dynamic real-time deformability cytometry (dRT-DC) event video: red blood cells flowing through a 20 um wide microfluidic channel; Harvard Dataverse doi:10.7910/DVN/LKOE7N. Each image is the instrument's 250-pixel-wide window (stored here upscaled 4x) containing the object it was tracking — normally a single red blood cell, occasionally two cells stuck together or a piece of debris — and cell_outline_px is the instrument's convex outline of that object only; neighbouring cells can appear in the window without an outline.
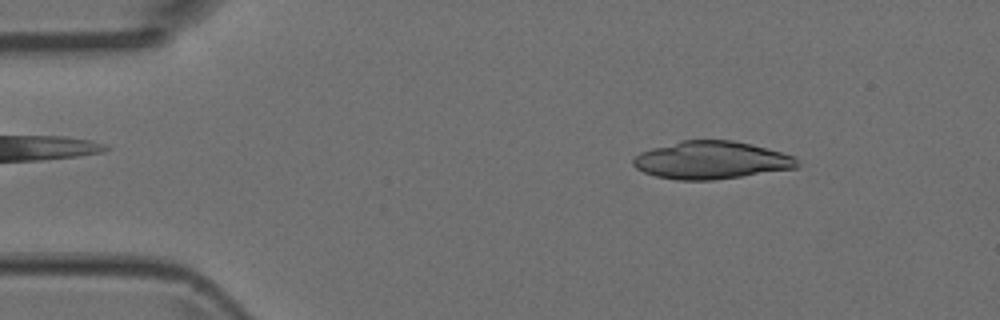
{"species": "Egyptian fruit bat (a non-hibernating species)", "species_latin": "Rousettus aegyptiacus", "temperature_condition": "room temperature", "stored_images_in_passage": 3, "camera_frame_rate_fps": 3000, "um_per_image_px": 0.085, "animal": {"sex": "female"}, "frame": {"image": 1, "passage_image": 1, "time_ms": 0.0, "image_size_px": [1000, 320], "cell_outline_px": [[800, 164], [796, 168], [712, 180], [676, 180], [656, 176], [644, 172], [636, 168], [632, 164], [632, 160], [640, 152], [652, 148], [680, 140], [732, 140], [752, 144], [796, 156]], "centroid_in_image_um": [60.46, 13.61], "position_along_channel_um": 24.5, "area_um2": 36.07}}